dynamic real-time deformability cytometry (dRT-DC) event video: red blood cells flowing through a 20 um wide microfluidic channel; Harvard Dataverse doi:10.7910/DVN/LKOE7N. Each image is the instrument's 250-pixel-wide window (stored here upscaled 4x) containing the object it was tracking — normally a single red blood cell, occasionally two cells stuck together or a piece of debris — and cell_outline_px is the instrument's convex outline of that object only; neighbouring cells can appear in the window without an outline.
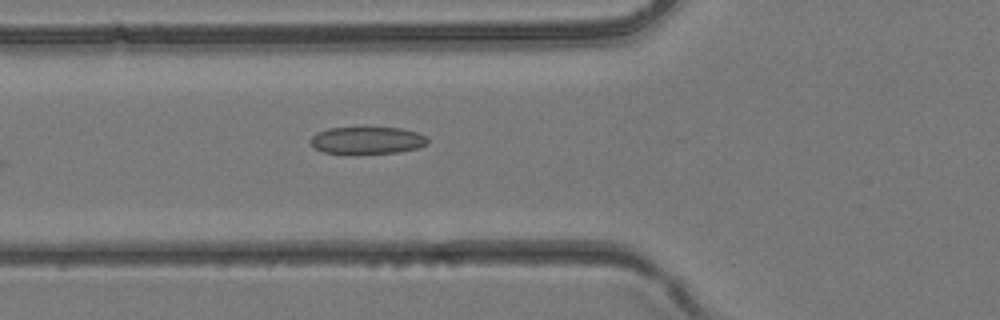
{"species": "common noctule bat (a hibernating species)", "species_latin": "Nyctalus noctula", "temperature_condition": "room temperature", "stored_images_in_passage": 4, "camera_frame_rate_fps": 3000, "um_per_image_px": 0.085, "animal": {"sex": "female", "body_mass_g": 24.6, "forearm_length_mm": 56.2}, "frame": {"image": 1, "passage_image": 4, "time_ms": 1.0, "image_size_px": [1000, 320], "cell_outline_px": [[428, 144], [420, 148], [400, 152], [356, 156], [348, 156], [324, 152], [316, 148], [308, 140], [316, 132], [328, 128], [400, 128], [416, 132], [428, 136]], "centroid_in_image_um": [31.21, 11.98], "position_along_channel_um": 94.6, "area_um2": 19.42}}